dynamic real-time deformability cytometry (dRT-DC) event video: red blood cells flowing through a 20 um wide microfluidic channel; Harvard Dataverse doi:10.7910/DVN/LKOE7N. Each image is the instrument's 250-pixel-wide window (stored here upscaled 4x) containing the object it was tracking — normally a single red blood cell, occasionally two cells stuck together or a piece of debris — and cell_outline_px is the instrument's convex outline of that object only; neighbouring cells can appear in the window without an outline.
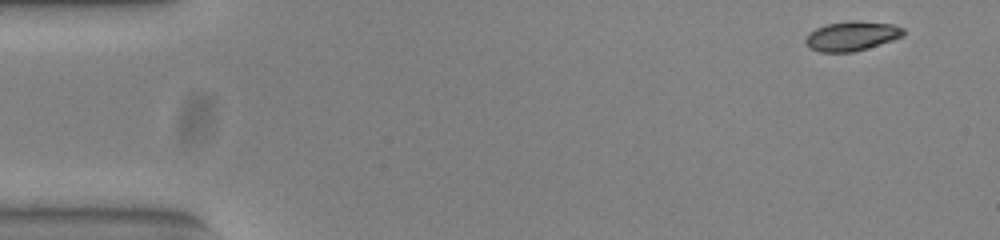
{"species": "common noctule bat (a hibernating species)", "species_latin": "Nyctalus noctula", "temperature_condition": "warm", "stored_images_in_passage": 51, "camera_frame_rate_fps": 3000, "um_per_image_px": 0.085, "animal": {"sex": "female", "body_mass_g": 23.0, "forearm_length_mm": 53.4}, "frame": {"image": 1, "passage_image": 1, "time_ms": 0.0, "image_size_px": [1000, 240], "cell_outline_px": [[904, 36], [892, 40], [852, 52], [820, 52], [812, 48], [804, 40], [816, 28], [828, 24], [848, 20], [856, 20], [892, 24], [904, 28]], "centroid_in_image_um": [72.44, 3.04], "position_along_channel_um": 12.6, "area_um2": 16.53}}
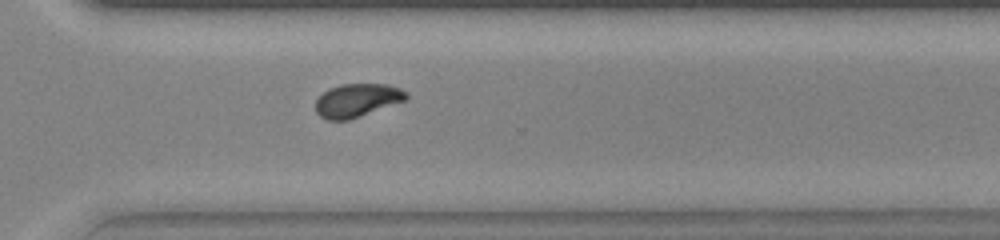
{"frame": {"image": 2, "passage_image": 36, "time_ms": 11.667, "image_size_px": [1000, 240], "cell_outline_px": [[408, 96], [404, 100], [348, 120], [328, 120], [320, 116], [316, 112], [316, 100], [328, 88], [340, 84], [388, 84], [400, 88], [408, 92]], "centroid_in_image_um": [30.33, 8.51], "position_along_channel_um": 340.3, "area_um2": 17.4}}
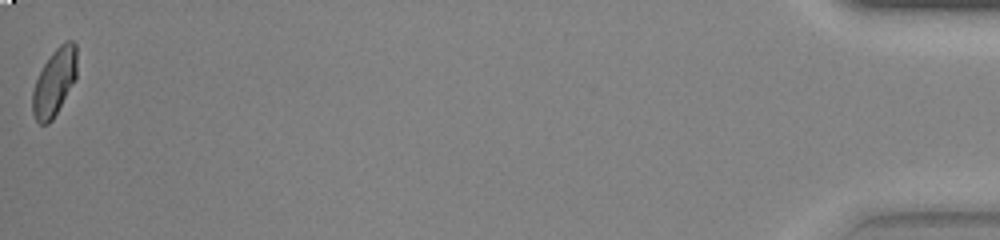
{"frame": {"image": 3, "passage_image": 51, "time_ms": 16.667, "image_size_px": [1000, 240], "cell_outline_px": [[76, 76], [52, 120], [48, 124], [40, 124], [36, 120], [32, 112], [32, 92], [36, 80], [44, 64], [52, 52], [64, 40], [72, 40], [76, 44]], "centroid_in_image_um": [4.61, 6.96], "position_along_channel_um": 430.6, "area_um2": 17.05}, "authors_computed_cell_mechanics": {"area_um2": 17.3978, "velocity_mm_per_s": 3.8469, "shape_relaxation_time_tau1_ms": 4.8474, "shape_relaxation_time_tau2_ms": 1.2433, "deformation_change_tau1": 0.1686, "deformation_change_tau2": 0.0505}}